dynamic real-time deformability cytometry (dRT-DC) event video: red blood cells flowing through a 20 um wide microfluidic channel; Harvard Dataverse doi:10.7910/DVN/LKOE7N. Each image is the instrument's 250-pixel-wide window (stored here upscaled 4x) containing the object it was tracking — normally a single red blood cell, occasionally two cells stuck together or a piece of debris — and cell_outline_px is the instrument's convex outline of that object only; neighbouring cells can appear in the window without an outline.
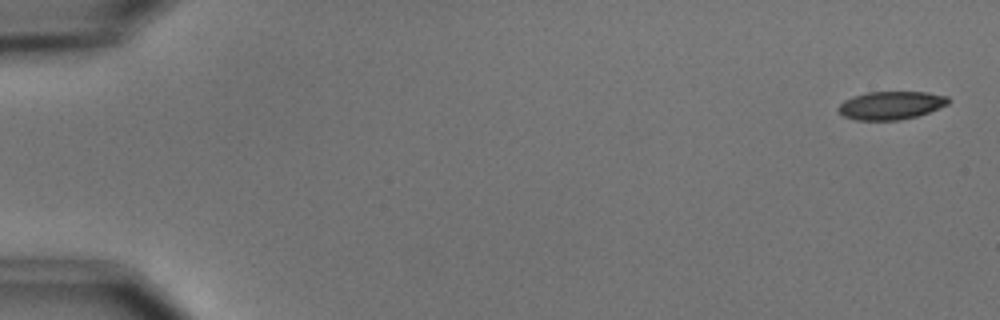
{"species": "common noctule bat (a hibernating species)", "species_latin": "Nyctalus noctula", "temperature_condition": "cold", "stored_images_in_passage": 5, "camera_frame_rate_fps": 3000, "um_per_image_px": 0.085, "animal": {"sex": "male", "body_mass_g": 15.6}, "frame": {"image": 1, "passage_image": 1, "time_ms": 0.0, "image_size_px": [1000, 320], "cell_outline_px": [[948, 104], [928, 112], [916, 116], [900, 120], [856, 120], [844, 116], [836, 108], [844, 100], [852, 96], [868, 92], [928, 92], [948, 96]], "centroid_in_image_um": [75.7, 8.95], "position_along_channel_um": 9.3, "area_um2": 17.98}}